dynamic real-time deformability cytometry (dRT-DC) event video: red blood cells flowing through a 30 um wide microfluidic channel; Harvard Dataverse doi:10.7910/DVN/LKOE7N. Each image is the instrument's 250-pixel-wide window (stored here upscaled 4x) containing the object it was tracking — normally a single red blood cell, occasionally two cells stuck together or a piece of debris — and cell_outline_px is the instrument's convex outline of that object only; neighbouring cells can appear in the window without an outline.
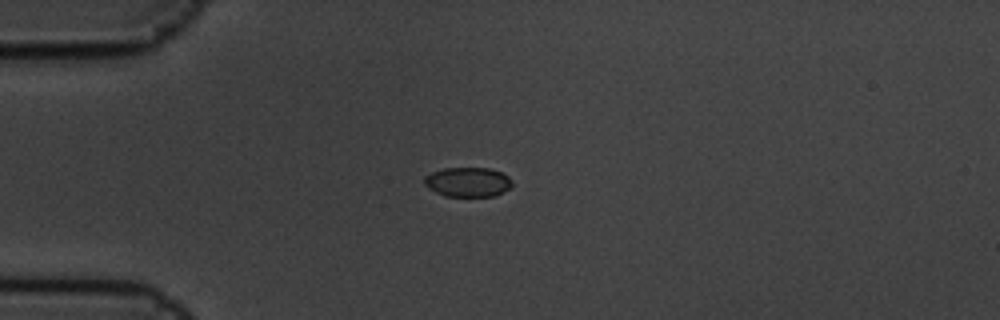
{"species": "common noctule bat (a hibernating species)", "species_latin": "Nyctalus noctula", "temperature_condition": "cold", "stored_images_in_passage": 7, "camera_frame_rate_fps": 3000, "um_per_image_px": 0.085, "animal": {"sex": "male", "body_mass_g": 19.5, "forearm_length_mm": 54.6}, "frame": {"image": 1, "passage_image": 3, "time_ms": 0.667, "image_size_px": [1000, 320], "cell_outline_px": [[512, 184], [508, 188], [496, 196], [444, 196], [428, 188], [424, 184], [424, 176], [432, 172], [444, 168], [488, 168], [500, 172], [508, 176], [512, 180]], "centroid_in_image_um": [39.74, 15.47], "position_along_channel_um": 45.3, "area_um2": 15.09}}
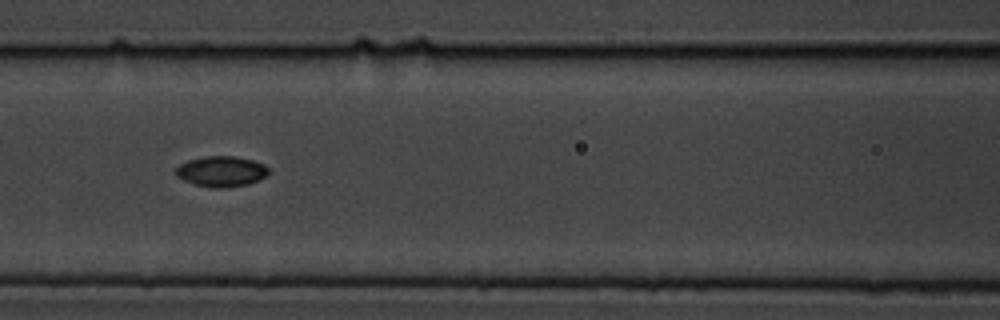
{"frame": {"image": 2, "passage_image": 6, "time_ms": 1.667, "image_size_px": [1000, 320], "cell_outline_px": [[268, 176], [248, 184], [228, 188], [212, 188], [196, 184], [184, 180], [176, 176], [176, 168], [180, 164], [188, 160], [204, 156], [232, 156], [252, 160], [264, 164], [268, 168]], "centroid_in_image_um": [18.82, 14.57], "position_along_channel_um": 147.8, "area_um2": 16.53}}
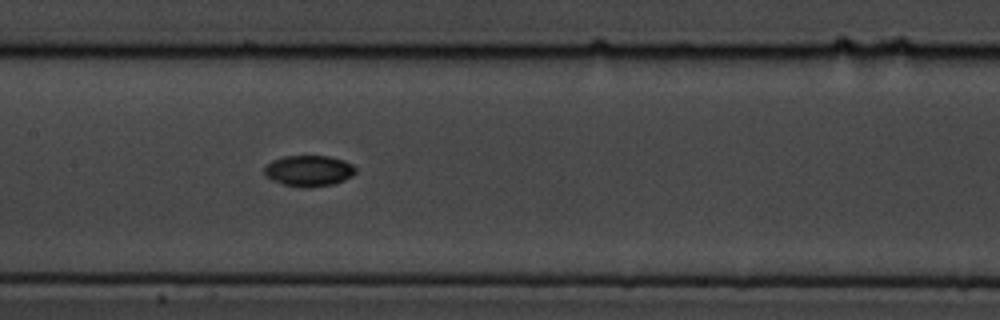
{"frame": {"image": 3, "passage_image": 7, "time_ms": 2.0, "image_size_px": [1000, 320], "cell_outline_px": [[356, 172], [352, 176], [344, 180], [332, 184], [312, 188], [304, 188], [284, 184], [272, 180], [264, 172], [264, 168], [272, 160], [284, 156], [328, 156], [344, 160], [352, 164], [356, 168]], "centroid_in_image_um": [26.28, 14.52], "position_along_channel_um": 181.1, "area_um2": 16.47}}